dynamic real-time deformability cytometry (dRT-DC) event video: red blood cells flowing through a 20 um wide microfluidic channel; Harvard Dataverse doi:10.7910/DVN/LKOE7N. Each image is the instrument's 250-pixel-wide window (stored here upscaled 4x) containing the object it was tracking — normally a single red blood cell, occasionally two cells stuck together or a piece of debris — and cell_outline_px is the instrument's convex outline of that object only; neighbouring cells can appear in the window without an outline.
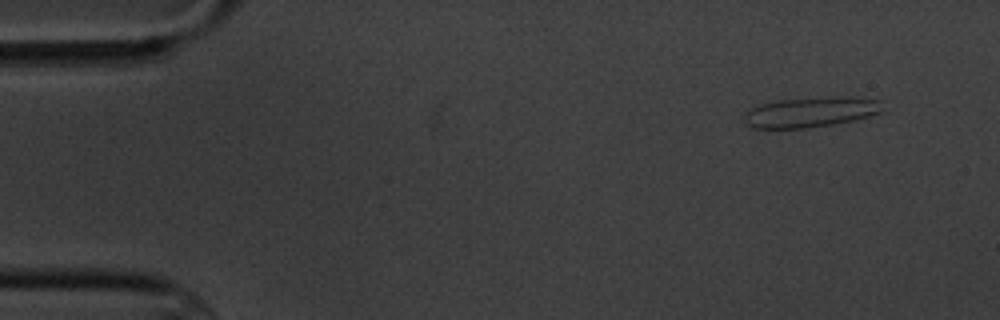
{"species": "common noctule bat (a hibernating species)", "species_latin": "Nyctalus noctula", "temperature_condition": "cold", "stored_images_in_passage": 4, "camera_frame_rate_fps": 3000, "um_per_image_px": 0.085, "animal": {"sex": "male", "body_mass_g": 20.1, "forearm_length_mm": 53.5}, "frame": {"image": 1, "passage_image": 1, "time_ms": 0.0, "image_size_px": [1000, 320], "cell_outline_px": [[880, 112], [868, 116], [852, 120], [832, 124], [808, 128], [752, 128], [744, 120], [744, 116], [752, 108], [760, 104], [780, 100], [852, 96], [880, 100]], "centroid_in_image_um": [68.9, 9.53], "position_along_channel_um": 16.1, "area_um2": 23.81}}